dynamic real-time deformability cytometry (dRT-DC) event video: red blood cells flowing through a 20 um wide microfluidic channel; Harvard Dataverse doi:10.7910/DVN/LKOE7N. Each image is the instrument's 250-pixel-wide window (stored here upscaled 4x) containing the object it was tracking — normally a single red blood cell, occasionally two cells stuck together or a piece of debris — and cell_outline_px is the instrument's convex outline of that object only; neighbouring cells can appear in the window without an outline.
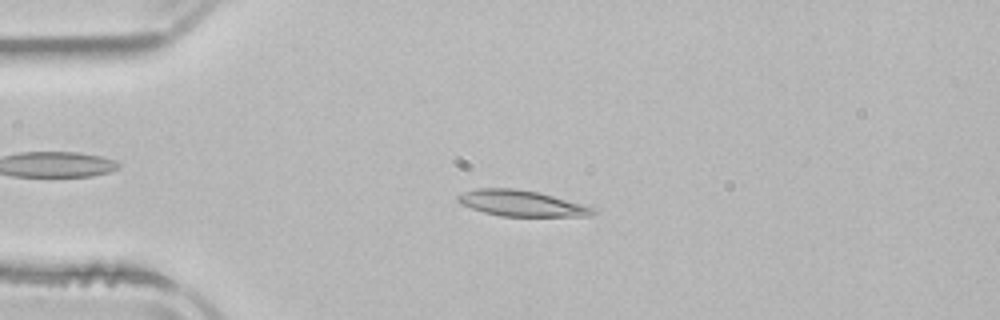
{"species": "common noctule bat (a hibernating species)", "species_latin": "Nyctalus noctula", "temperature_condition": "room temperature", "stored_images_in_passage": 3, "camera_frame_rate_fps": 3000, "um_per_image_px": 0.085, "animal": {"sex": "male", "body_mass_g": 21.5, "forearm_length_mm": 52.0}, "frame": {"image": 1, "passage_image": 1, "time_ms": 0.0, "image_size_px": [1000, 320], "cell_outline_px": [[596, 212], [592, 216], [500, 216], [484, 212], [460, 204], [456, 200], [456, 196], [464, 192], [476, 188], [516, 188], [540, 192], [596, 208]], "centroid_in_image_um": [44.32, 17.27], "position_along_channel_um": 40.7, "area_um2": 20.52}}
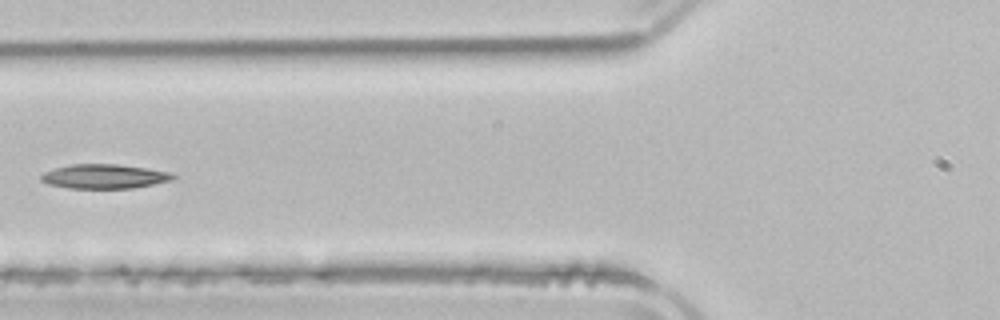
{"frame": {"image": 2, "passage_image": 3, "time_ms": 2.667, "image_size_px": [1000, 320], "cell_outline_px": [[176, 176], [172, 180], [132, 188], [68, 188], [48, 184], [40, 180], [40, 176], [44, 172], [68, 164], [116, 164], [148, 168], [172, 172]], "centroid_in_image_um": [8.86, 14.99], "position_along_channel_um": 116.9, "area_um2": 18.73}}